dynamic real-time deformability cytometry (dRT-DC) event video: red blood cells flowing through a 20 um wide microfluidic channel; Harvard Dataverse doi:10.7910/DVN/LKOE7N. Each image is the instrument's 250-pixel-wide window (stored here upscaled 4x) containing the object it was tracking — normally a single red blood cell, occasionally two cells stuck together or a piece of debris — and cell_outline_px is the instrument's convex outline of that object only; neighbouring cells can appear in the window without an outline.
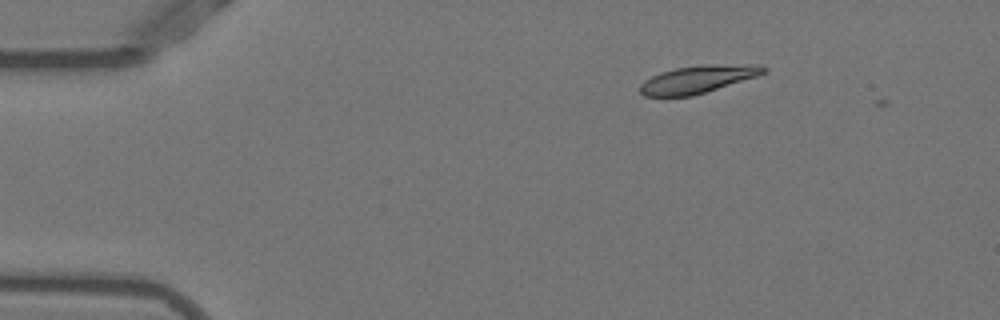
{"species": "Egyptian fruit bat (a non-hibernating species)", "species_latin": "Rousettus aegyptiacus", "temperature_condition": "warm", "stored_images_in_passage": 2, "camera_frame_rate_fps": 3000, "um_per_image_px": 0.085, "animal": {"sex": "female"}, "frame": {"image": 1, "passage_image": 1, "time_ms": 0.0, "image_size_px": [1000, 320], "cell_outline_px": [[768, 72], [756, 76], [692, 96], [644, 96], [640, 92], [640, 84], [644, 80], [660, 72], [676, 68], [748, 64], [752, 64], [768, 68]], "centroid_in_image_um": [59.27, 6.76], "position_along_channel_um": 25.7, "area_um2": 19.13}}